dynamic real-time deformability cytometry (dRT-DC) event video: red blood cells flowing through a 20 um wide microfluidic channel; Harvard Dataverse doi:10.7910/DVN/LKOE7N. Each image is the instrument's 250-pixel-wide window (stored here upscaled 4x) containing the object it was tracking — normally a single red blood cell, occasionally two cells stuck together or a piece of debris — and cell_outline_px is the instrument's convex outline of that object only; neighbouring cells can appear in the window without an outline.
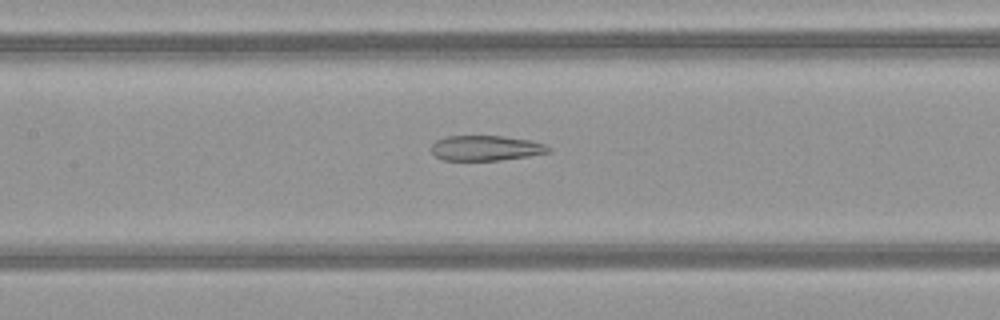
{"species": "common noctule bat (a hibernating species)", "species_latin": "Nyctalus noctula", "temperature_condition": "warm", "stored_images_in_passage": 35, "camera_frame_rate_fps": 3000, "um_per_image_px": 0.085, "animal": {"sex": "female", "body_mass_g": 21.9}, "frame": {"image": 1, "passage_image": 12, "time_ms": 3.667, "image_size_px": [1000, 320], "cell_outline_px": [[552, 152], [528, 156], [500, 160], [444, 160], [436, 156], [432, 152], [432, 144], [436, 140], [448, 136], [500, 136], [532, 140], [544, 144], [552, 148]], "centroid_in_image_um": [41.34, 12.58], "position_along_channel_um": 166.1, "area_um2": 17.17}}
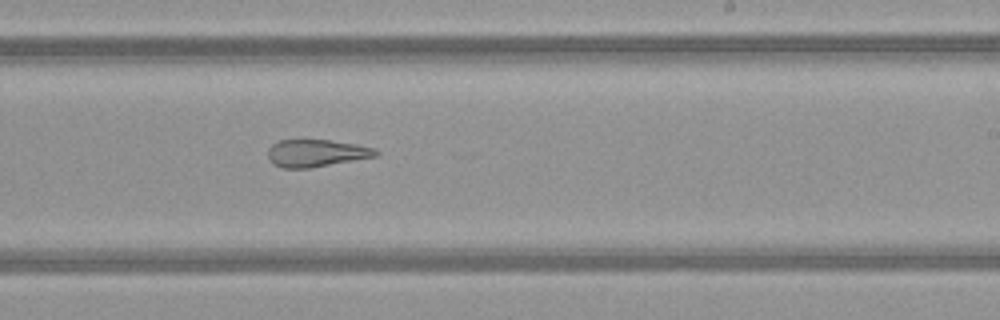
{"frame": {"image": 2, "passage_image": 19, "time_ms": 6.0, "image_size_px": [1000, 320], "cell_outline_px": [[380, 152], [376, 156], [312, 168], [284, 168], [272, 164], [268, 156], [268, 148], [276, 140], [328, 140], [356, 144], [376, 148]], "centroid_in_image_um": [26.87, 13.02], "position_along_channel_um": 262.1, "area_um2": 17.28}}
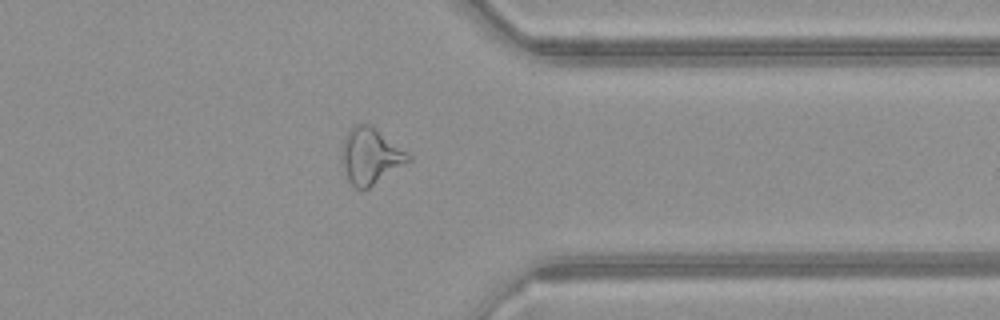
{"frame": {"image": 3, "passage_image": 28, "time_ms": 9.0, "image_size_px": [1000, 320], "cell_outline_px": [[412, 160], [368, 188], [356, 188], [348, 180], [340, 156], [340, 152], [344, 136], [348, 128], [356, 124], [372, 124], [408, 152], [412, 156]], "centroid_in_image_um": [31.48, 13.21], "position_along_channel_um": 379.9, "area_um2": 22.02}}